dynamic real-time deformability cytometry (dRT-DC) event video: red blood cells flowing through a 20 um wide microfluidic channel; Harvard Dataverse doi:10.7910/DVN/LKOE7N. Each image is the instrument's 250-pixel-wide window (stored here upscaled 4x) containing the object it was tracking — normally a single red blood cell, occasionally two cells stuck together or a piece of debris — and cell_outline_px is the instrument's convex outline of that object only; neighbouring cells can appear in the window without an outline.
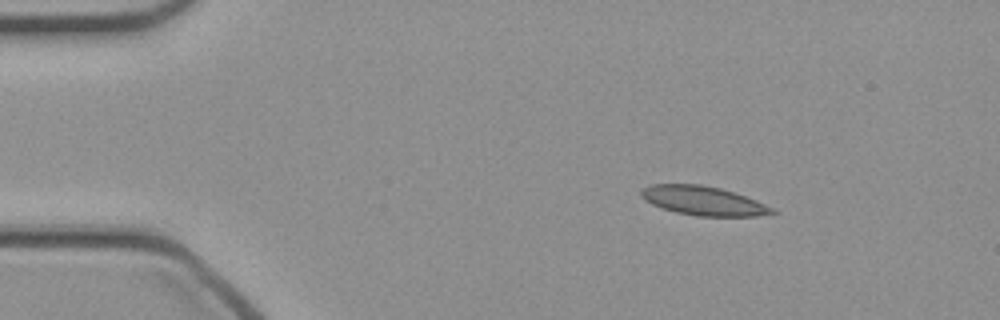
{"species": "common noctule bat (a hibernating species)", "species_latin": "Nyctalus noctula", "temperature_condition": "cold", "stored_images_in_passage": 41, "camera_frame_rate_fps": 3000, "um_per_image_px": 0.085, "animal": {"sex": "female", "body_mass_g": 21.9}, "frame": {"image": 1, "passage_image": 1, "time_ms": 0.0, "image_size_px": [1000, 320], "cell_outline_px": [[776, 212], [756, 216], [696, 216], [676, 212], [652, 204], [644, 200], [640, 196], [640, 192], [644, 188], [652, 184], [700, 184], [720, 188], [756, 200], [772, 208]], "centroid_in_image_um": [59.74, 17.06], "position_along_channel_um": 25.3, "area_um2": 21.91}}
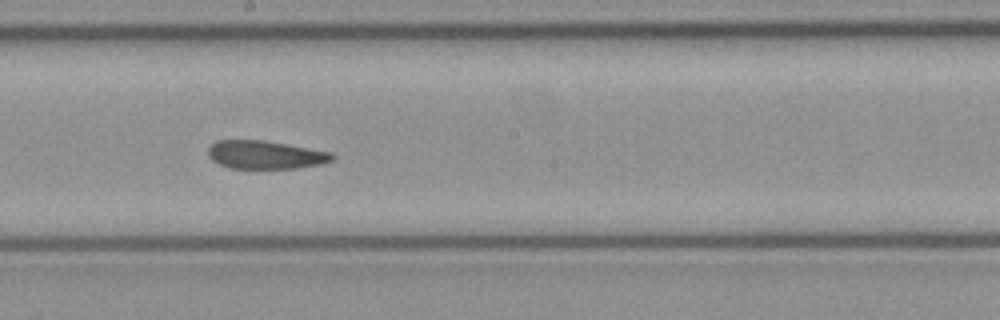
{"frame": {"image": 2, "passage_image": 20, "time_ms": 6.333, "image_size_px": [1000, 320], "cell_outline_px": [[336, 156], [332, 160], [320, 164], [296, 168], [232, 168], [220, 164], [212, 160], [208, 156], [208, 148], [216, 140], [264, 140], [332, 152]], "centroid_in_image_um": [22.55, 13.15], "position_along_channel_um": 225.6, "area_um2": 20.35}}
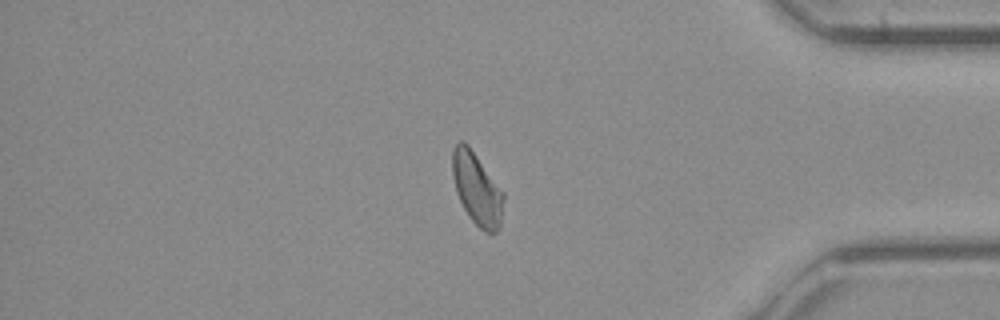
{"frame": {"image": 3, "passage_image": 34, "time_ms": 11.0, "image_size_px": [1000, 320], "cell_outline_px": [[504, 200], [500, 228], [496, 232], [484, 232], [472, 220], [464, 208], [456, 192], [452, 176], [452, 148], [460, 140], [464, 140], [468, 144], [504, 192]], "centroid_in_image_um": [40.53, 16.03], "position_along_channel_um": 394.7, "area_um2": 21.62}}